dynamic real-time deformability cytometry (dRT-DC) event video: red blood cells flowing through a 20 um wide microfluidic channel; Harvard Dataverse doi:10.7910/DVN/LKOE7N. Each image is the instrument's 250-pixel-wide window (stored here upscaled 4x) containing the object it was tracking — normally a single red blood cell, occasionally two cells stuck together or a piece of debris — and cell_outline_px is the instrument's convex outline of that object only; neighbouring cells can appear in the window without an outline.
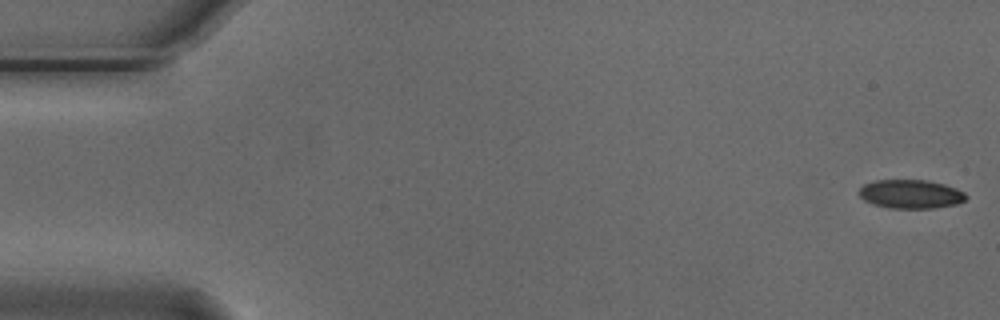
{"species": "Egyptian fruit bat (a non-hibernating species)", "species_latin": "Rousettus aegyptiacus", "temperature_condition": "cold", "stored_images_in_passage": 54, "camera_frame_rate_fps": 3000, "um_per_image_px": 0.085, "animal": {"sex": "male"}, "frame": {"image": 1, "passage_image": 1, "time_ms": 0.0, "image_size_px": [1000, 320], "cell_outline_px": [[968, 196], [964, 200], [956, 204], [932, 208], [888, 208], [872, 204], [864, 200], [856, 192], [864, 184], [876, 180], [928, 180], [944, 184], [956, 188], [964, 192]], "centroid_in_image_um": [77.38, 16.49], "position_along_channel_um": 7.6, "area_um2": 18.03}}
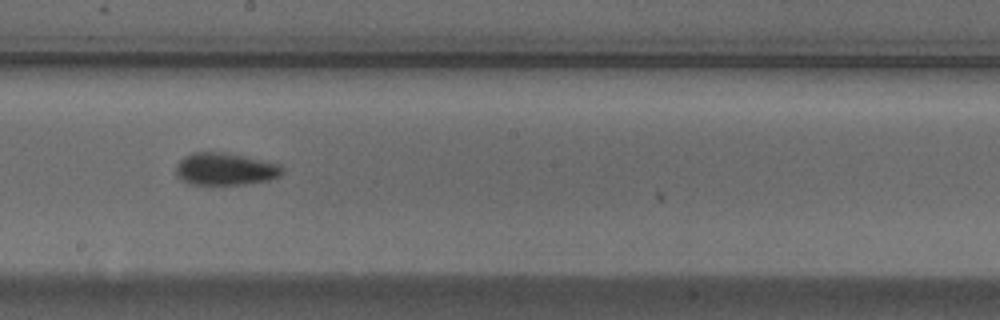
{"frame": {"image": 2, "passage_image": 30, "time_ms": 9.667, "image_size_px": [1000, 320], "cell_outline_px": [[284, 172], [280, 176], [268, 180], [244, 184], [188, 184], [180, 180], [176, 176], [176, 164], [184, 156], [192, 152], [224, 152], [280, 164], [284, 168]], "centroid_in_image_um": [19.12, 14.37], "position_along_channel_um": 229.1, "area_um2": 20.11}}
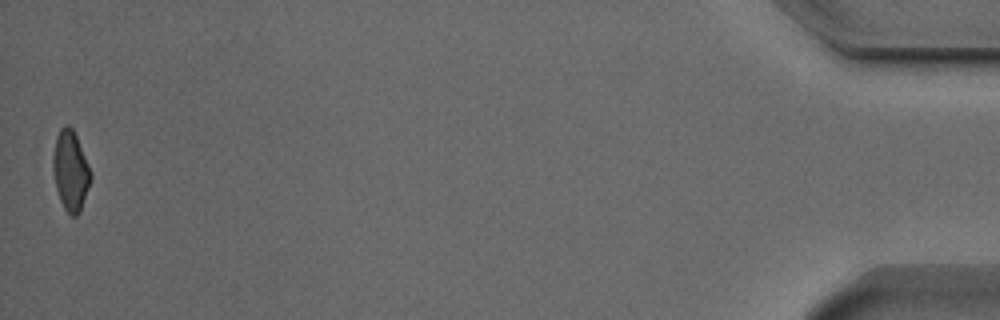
{"frame": {"image": 3, "passage_image": 54, "time_ms": 17.667, "image_size_px": [1000, 320], "cell_outline_px": [[92, 176], [80, 212], [76, 216], [72, 216], [64, 208], [60, 200], [56, 188], [52, 168], [52, 156], [56, 136], [60, 128], [64, 124], [68, 124], [72, 128], [76, 136], [92, 172]], "centroid_in_image_um": [5.98, 14.49], "position_along_channel_um": 429.2, "area_um2": 17.63}, "authors_computed_cell_mechanics": {"area_um2": 19.1318, "velocity_mm_per_s": 3.7555, "shape_relaxation_time_tau1_ms": 5.9482, "shape_relaxation_time_tau2_ms": 4.7755, "deformation_change_tau1": 0.1291, "deformation_change_tau2": 0.1029}}